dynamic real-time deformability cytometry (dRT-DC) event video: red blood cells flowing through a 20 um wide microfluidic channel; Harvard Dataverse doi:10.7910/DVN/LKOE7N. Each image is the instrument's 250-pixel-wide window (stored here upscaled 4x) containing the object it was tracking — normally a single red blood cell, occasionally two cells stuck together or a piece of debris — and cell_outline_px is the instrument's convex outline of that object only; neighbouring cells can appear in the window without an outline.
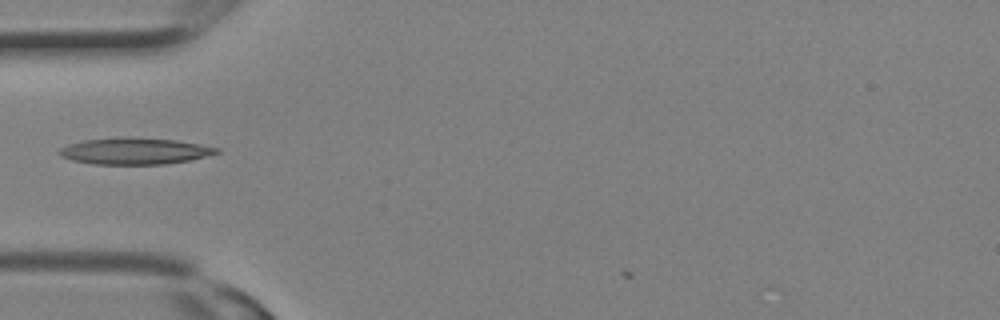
{"species": "Egyptian fruit bat (a non-hibernating species)", "species_latin": "Rousettus aegyptiacus", "temperature_condition": "room temperature", "stored_images_in_passage": 10, "camera_frame_rate_fps": 3000, "um_per_image_px": 0.085, "animal": {"sex": "female"}, "frame": {"image": 1, "passage_image": 9, "time_ms": 2.667, "image_size_px": [1000, 320], "cell_outline_px": [[220, 152], [188, 160], [164, 164], [92, 164], [72, 160], [60, 156], [56, 152], [60, 148], [84, 140], [120, 136], [128, 136], [176, 140], [200, 144], [220, 148]], "centroid_in_image_um": [11.42, 12.83], "position_along_channel_um": 73.6, "area_um2": 24.39}}